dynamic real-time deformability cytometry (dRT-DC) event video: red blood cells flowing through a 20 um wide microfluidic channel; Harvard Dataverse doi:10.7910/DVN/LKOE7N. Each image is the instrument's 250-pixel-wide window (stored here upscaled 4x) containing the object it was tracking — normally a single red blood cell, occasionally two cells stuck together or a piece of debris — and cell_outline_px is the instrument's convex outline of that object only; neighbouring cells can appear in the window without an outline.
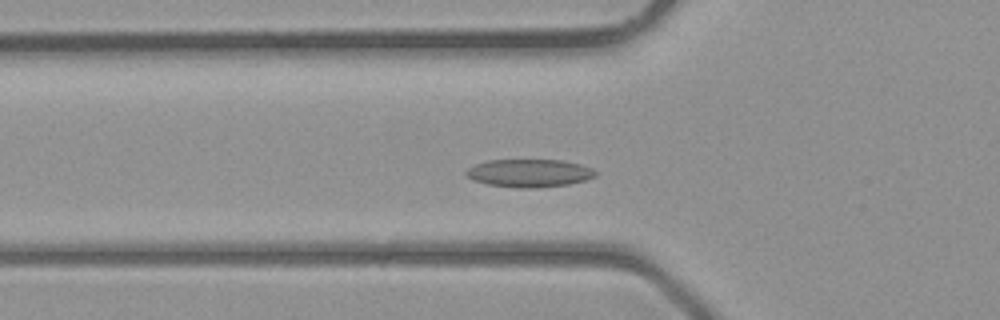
{"species": "common noctule bat (a hibernating species)", "species_latin": "Nyctalus noctula", "temperature_condition": "room temperature", "stored_images_in_passage": 40, "camera_frame_rate_fps": 3000, "um_per_image_px": 0.085, "animal": {"sex": "male", "body_mass_g": 23.1, "forearm_length_mm": 52.7}, "frame": {"image": 1, "passage_image": 12, "time_ms": 3.667, "image_size_px": [1000, 320], "cell_outline_px": [[600, 172], [596, 176], [584, 180], [568, 184], [536, 188], [520, 188], [488, 184], [472, 180], [464, 176], [464, 172], [468, 168], [476, 164], [488, 160], [564, 160], [580, 164], [592, 168]], "centroid_in_image_um": [44.99, 14.71], "position_along_channel_um": 80.8, "area_um2": 21.21}}
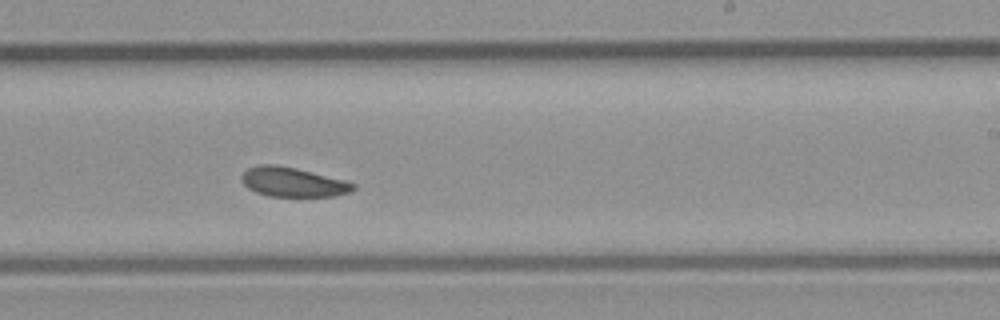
{"frame": {"image": 2, "passage_image": 23, "time_ms": 7.333, "image_size_px": [1000, 320], "cell_outline_px": [[356, 188], [348, 192], [336, 196], [268, 196], [256, 192], [248, 188], [240, 180], [240, 176], [248, 168], [260, 164], [276, 164], [296, 168], [344, 180], [356, 184]], "centroid_in_image_um": [24.86, 15.47], "position_along_channel_um": 264.1, "area_um2": 19.13}}
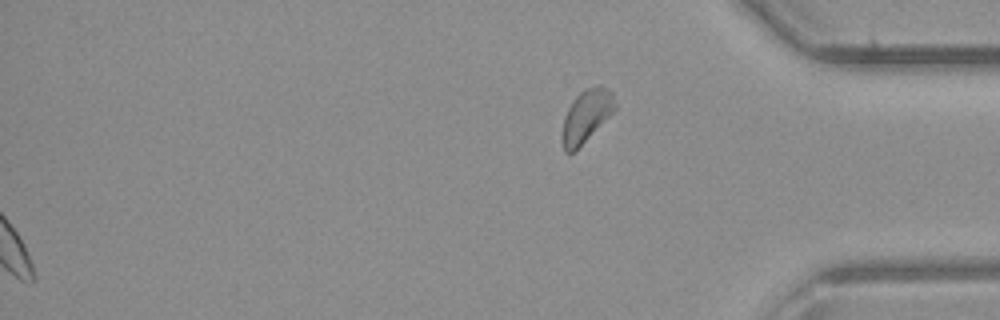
{"frame": {"image": 3, "passage_image": 40, "time_ms": 13.0, "image_size_px": [1000, 320], "cell_outline_px": [[616, 108], [572, 152], [564, 152], [560, 140], [560, 136], [564, 116], [568, 108], [576, 96], [584, 88], [600, 84], [612, 92], [616, 104]], "centroid_in_image_um": [49.79, 9.81], "position_along_channel_um": 385.4, "area_um2": 15.84}}